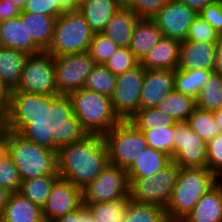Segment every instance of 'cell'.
<instances>
[{"instance_id":"obj_1","label":"cell","mask_w":222,"mask_h":222,"mask_svg":"<svg viewBox=\"0 0 222 222\" xmlns=\"http://www.w3.org/2000/svg\"><path fill=\"white\" fill-rule=\"evenodd\" d=\"M7 153L22 181L59 175L56 123L52 118L25 117L11 132Z\"/></svg>"},{"instance_id":"obj_2","label":"cell","mask_w":222,"mask_h":222,"mask_svg":"<svg viewBox=\"0 0 222 222\" xmlns=\"http://www.w3.org/2000/svg\"><path fill=\"white\" fill-rule=\"evenodd\" d=\"M58 174L82 190L108 165L107 148L102 135L76 134L56 125Z\"/></svg>"},{"instance_id":"obj_3","label":"cell","mask_w":222,"mask_h":222,"mask_svg":"<svg viewBox=\"0 0 222 222\" xmlns=\"http://www.w3.org/2000/svg\"><path fill=\"white\" fill-rule=\"evenodd\" d=\"M13 102L24 117L52 118L58 111L54 56L46 51L28 55Z\"/></svg>"},{"instance_id":"obj_4","label":"cell","mask_w":222,"mask_h":222,"mask_svg":"<svg viewBox=\"0 0 222 222\" xmlns=\"http://www.w3.org/2000/svg\"><path fill=\"white\" fill-rule=\"evenodd\" d=\"M52 119L66 131L102 136L121 121L110 97L84 88L65 98Z\"/></svg>"},{"instance_id":"obj_5","label":"cell","mask_w":222,"mask_h":222,"mask_svg":"<svg viewBox=\"0 0 222 222\" xmlns=\"http://www.w3.org/2000/svg\"><path fill=\"white\" fill-rule=\"evenodd\" d=\"M217 183V176L207 167H180L173 194L165 208L168 221L180 222Z\"/></svg>"},{"instance_id":"obj_6","label":"cell","mask_w":222,"mask_h":222,"mask_svg":"<svg viewBox=\"0 0 222 222\" xmlns=\"http://www.w3.org/2000/svg\"><path fill=\"white\" fill-rule=\"evenodd\" d=\"M93 35L78 10L62 13L56 18L52 41L46 52L57 57L89 51Z\"/></svg>"},{"instance_id":"obj_7","label":"cell","mask_w":222,"mask_h":222,"mask_svg":"<svg viewBox=\"0 0 222 222\" xmlns=\"http://www.w3.org/2000/svg\"><path fill=\"white\" fill-rule=\"evenodd\" d=\"M110 164L127 170L148 146L143 133L129 120L120 121L103 135Z\"/></svg>"},{"instance_id":"obj_8","label":"cell","mask_w":222,"mask_h":222,"mask_svg":"<svg viewBox=\"0 0 222 222\" xmlns=\"http://www.w3.org/2000/svg\"><path fill=\"white\" fill-rule=\"evenodd\" d=\"M180 167L173 161L154 176L129 179V199L140 204L166 208L173 194Z\"/></svg>"},{"instance_id":"obj_9","label":"cell","mask_w":222,"mask_h":222,"mask_svg":"<svg viewBox=\"0 0 222 222\" xmlns=\"http://www.w3.org/2000/svg\"><path fill=\"white\" fill-rule=\"evenodd\" d=\"M54 65L59 110L65 98L84 87L95 63L86 51L54 57Z\"/></svg>"},{"instance_id":"obj_10","label":"cell","mask_w":222,"mask_h":222,"mask_svg":"<svg viewBox=\"0 0 222 222\" xmlns=\"http://www.w3.org/2000/svg\"><path fill=\"white\" fill-rule=\"evenodd\" d=\"M144 76L145 69L141 64L117 76L111 102L121 121H129L139 111Z\"/></svg>"},{"instance_id":"obj_11","label":"cell","mask_w":222,"mask_h":222,"mask_svg":"<svg viewBox=\"0 0 222 222\" xmlns=\"http://www.w3.org/2000/svg\"><path fill=\"white\" fill-rule=\"evenodd\" d=\"M129 185L126 170L108 163L102 173L83 189V203L127 199Z\"/></svg>"},{"instance_id":"obj_12","label":"cell","mask_w":222,"mask_h":222,"mask_svg":"<svg viewBox=\"0 0 222 222\" xmlns=\"http://www.w3.org/2000/svg\"><path fill=\"white\" fill-rule=\"evenodd\" d=\"M207 141L194 132L187 121L177 122L174 133L172 161L179 167H207Z\"/></svg>"},{"instance_id":"obj_13","label":"cell","mask_w":222,"mask_h":222,"mask_svg":"<svg viewBox=\"0 0 222 222\" xmlns=\"http://www.w3.org/2000/svg\"><path fill=\"white\" fill-rule=\"evenodd\" d=\"M198 13L179 0H168L152 18L164 37L180 42L187 38L188 30Z\"/></svg>"},{"instance_id":"obj_14","label":"cell","mask_w":222,"mask_h":222,"mask_svg":"<svg viewBox=\"0 0 222 222\" xmlns=\"http://www.w3.org/2000/svg\"><path fill=\"white\" fill-rule=\"evenodd\" d=\"M82 205L83 190L74 183L59 178L42 209L44 221L53 222Z\"/></svg>"},{"instance_id":"obj_15","label":"cell","mask_w":222,"mask_h":222,"mask_svg":"<svg viewBox=\"0 0 222 222\" xmlns=\"http://www.w3.org/2000/svg\"><path fill=\"white\" fill-rule=\"evenodd\" d=\"M174 89V70H145L140 96V109L155 108Z\"/></svg>"},{"instance_id":"obj_16","label":"cell","mask_w":222,"mask_h":222,"mask_svg":"<svg viewBox=\"0 0 222 222\" xmlns=\"http://www.w3.org/2000/svg\"><path fill=\"white\" fill-rule=\"evenodd\" d=\"M0 46L20 50L27 55L41 53L26 29V20L19 16L0 21Z\"/></svg>"},{"instance_id":"obj_17","label":"cell","mask_w":222,"mask_h":222,"mask_svg":"<svg viewBox=\"0 0 222 222\" xmlns=\"http://www.w3.org/2000/svg\"><path fill=\"white\" fill-rule=\"evenodd\" d=\"M216 43L199 41H182L178 69L212 70L215 59Z\"/></svg>"},{"instance_id":"obj_18","label":"cell","mask_w":222,"mask_h":222,"mask_svg":"<svg viewBox=\"0 0 222 222\" xmlns=\"http://www.w3.org/2000/svg\"><path fill=\"white\" fill-rule=\"evenodd\" d=\"M180 47V41L169 37H162L140 64L145 70H176L180 60Z\"/></svg>"},{"instance_id":"obj_19","label":"cell","mask_w":222,"mask_h":222,"mask_svg":"<svg viewBox=\"0 0 222 222\" xmlns=\"http://www.w3.org/2000/svg\"><path fill=\"white\" fill-rule=\"evenodd\" d=\"M122 6V0H85L79 4L78 11L93 33H101Z\"/></svg>"},{"instance_id":"obj_20","label":"cell","mask_w":222,"mask_h":222,"mask_svg":"<svg viewBox=\"0 0 222 222\" xmlns=\"http://www.w3.org/2000/svg\"><path fill=\"white\" fill-rule=\"evenodd\" d=\"M180 222H222V186L212 187Z\"/></svg>"},{"instance_id":"obj_21","label":"cell","mask_w":222,"mask_h":222,"mask_svg":"<svg viewBox=\"0 0 222 222\" xmlns=\"http://www.w3.org/2000/svg\"><path fill=\"white\" fill-rule=\"evenodd\" d=\"M138 20L139 17L123 5L112 16L101 33L111 38L119 48H129Z\"/></svg>"},{"instance_id":"obj_22","label":"cell","mask_w":222,"mask_h":222,"mask_svg":"<svg viewBox=\"0 0 222 222\" xmlns=\"http://www.w3.org/2000/svg\"><path fill=\"white\" fill-rule=\"evenodd\" d=\"M162 37H164L163 33L153 19L139 18L129 49L141 62Z\"/></svg>"},{"instance_id":"obj_23","label":"cell","mask_w":222,"mask_h":222,"mask_svg":"<svg viewBox=\"0 0 222 222\" xmlns=\"http://www.w3.org/2000/svg\"><path fill=\"white\" fill-rule=\"evenodd\" d=\"M172 162V158L152 147L147 146L126 170L129 179H143L154 176Z\"/></svg>"},{"instance_id":"obj_24","label":"cell","mask_w":222,"mask_h":222,"mask_svg":"<svg viewBox=\"0 0 222 222\" xmlns=\"http://www.w3.org/2000/svg\"><path fill=\"white\" fill-rule=\"evenodd\" d=\"M0 222H45L42 208L20 192L11 193L9 201L0 216Z\"/></svg>"},{"instance_id":"obj_25","label":"cell","mask_w":222,"mask_h":222,"mask_svg":"<svg viewBox=\"0 0 222 222\" xmlns=\"http://www.w3.org/2000/svg\"><path fill=\"white\" fill-rule=\"evenodd\" d=\"M27 56L20 50L0 46V81L12 94L18 88Z\"/></svg>"},{"instance_id":"obj_26","label":"cell","mask_w":222,"mask_h":222,"mask_svg":"<svg viewBox=\"0 0 222 222\" xmlns=\"http://www.w3.org/2000/svg\"><path fill=\"white\" fill-rule=\"evenodd\" d=\"M21 20H26L28 35L42 50L46 51L52 41L56 18L43 14H32L21 11Z\"/></svg>"},{"instance_id":"obj_27","label":"cell","mask_w":222,"mask_h":222,"mask_svg":"<svg viewBox=\"0 0 222 222\" xmlns=\"http://www.w3.org/2000/svg\"><path fill=\"white\" fill-rule=\"evenodd\" d=\"M156 108L169 114L177 122L187 121L196 108V100L174 89L157 104Z\"/></svg>"},{"instance_id":"obj_28","label":"cell","mask_w":222,"mask_h":222,"mask_svg":"<svg viewBox=\"0 0 222 222\" xmlns=\"http://www.w3.org/2000/svg\"><path fill=\"white\" fill-rule=\"evenodd\" d=\"M212 70L195 69V70H174V87L178 92L197 98L199 91L207 82Z\"/></svg>"},{"instance_id":"obj_29","label":"cell","mask_w":222,"mask_h":222,"mask_svg":"<svg viewBox=\"0 0 222 222\" xmlns=\"http://www.w3.org/2000/svg\"><path fill=\"white\" fill-rule=\"evenodd\" d=\"M59 175L39 176L21 182L19 192L43 209Z\"/></svg>"},{"instance_id":"obj_30","label":"cell","mask_w":222,"mask_h":222,"mask_svg":"<svg viewBox=\"0 0 222 222\" xmlns=\"http://www.w3.org/2000/svg\"><path fill=\"white\" fill-rule=\"evenodd\" d=\"M130 199L83 203L91 212L94 222H122Z\"/></svg>"},{"instance_id":"obj_31","label":"cell","mask_w":222,"mask_h":222,"mask_svg":"<svg viewBox=\"0 0 222 222\" xmlns=\"http://www.w3.org/2000/svg\"><path fill=\"white\" fill-rule=\"evenodd\" d=\"M195 100L196 107L202 110L222 108V75L212 73Z\"/></svg>"},{"instance_id":"obj_32","label":"cell","mask_w":222,"mask_h":222,"mask_svg":"<svg viewBox=\"0 0 222 222\" xmlns=\"http://www.w3.org/2000/svg\"><path fill=\"white\" fill-rule=\"evenodd\" d=\"M117 76L102 64H95L87 76L84 89L106 95L111 98Z\"/></svg>"},{"instance_id":"obj_33","label":"cell","mask_w":222,"mask_h":222,"mask_svg":"<svg viewBox=\"0 0 222 222\" xmlns=\"http://www.w3.org/2000/svg\"><path fill=\"white\" fill-rule=\"evenodd\" d=\"M122 222H169L164 208L128 201Z\"/></svg>"},{"instance_id":"obj_34","label":"cell","mask_w":222,"mask_h":222,"mask_svg":"<svg viewBox=\"0 0 222 222\" xmlns=\"http://www.w3.org/2000/svg\"><path fill=\"white\" fill-rule=\"evenodd\" d=\"M130 121L142 132L154 127H169L175 126L177 120L163 111L155 108H144L130 119Z\"/></svg>"},{"instance_id":"obj_35","label":"cell","mask_w":222,"mask_h":222,"mask_svg":"<svg viewBox=\"0 0 222 222\" xmlns=\"http://www.w3.org/2000/svg\"><path fill=\"white\" fill-rule=\"evenodd\" d=\"M189 127L202 139L209 141L222 132L215 124L212 111L195 108L187 120Z\"/></svg>"},{"instance_id":"obj_36","label":"cell","mask_w":222,"mask_h":222,"mask_svg":"<svg viewBox=\"0 0 222 222\" xmlns=\"http://www.w3.org/2000/svg\"><path fill=\"white\" fill-rule=\"evenodd\" d=\"M147 145L157 149L171 158L174 154V133L175 126L152 128L142 131Z\"/></svg>"},{"instance_id":"obj_37","label":"cell","mask_w":222,"mask_h":222,"mask_svg":"<svg viewBox=\"0 0 222 222\" xmlns=\"http://www.w3.org/2000/svg\"><path fill=\"white\" fill-rule=\"evenodd\" d=\"M119 49L116 43L103 33H94L89 53L95 64L104 65Z\"/></svg>"},{"instance_id":"obj_38","label":"cell","mask_w":222,"mask_h":222,"mask_svg":"<svg viewBox=\"0 0 222 222\" xmlns=\"http://www.w3.org/2000/svg\"><path fill=\"white\" fill-rule=\"evenodd\" d=\"M19 171L12 158L7 153L0 158V186L11 193L19 192L21 187Z\"/></svg>"},{"instance_id":"obj_39","label":"cell","mask_w":222,"mask_h":222,"mask_svg":"<svg viewBox=\"0 0 222 222\" xmlns=\"http://www.w3.org/2000/svg\"><path fill=\"white\" fill-rule=\"evenodd\" d=\"M140 62L135 58L129 48H119L115 54L108 59L104 66L114 75L118 76L138 66Z\"/></svg>"},{"instance_id":"obj_40","label":"cell","mask_w":222,"mask_h":222,"mask_svg":"<svg viewBox=\"0 0 222 222\" xmlns=\"http://www.w3.org/2000/svg\"><path fill=\"white\" fill-rule=\"evenodd\" d=\"M219 34L199 15L192 22L185 41H199L215 43Z\"/></svg>"},{"instance_id":"obj_41","label":"cell","mask_w":222,"mask_h":222,"mask_svg":"<svg viewBox=\"0 0 222 222\" xmlns=\"http://www.w3.org/2000/svg\"><path fill=\"white\" fill-rule=\"evenodd\" d=\"M168 0H123V5L139 18L152 19Z\"/></svg>"},{"instance_id":"obj_42","label":"cell","mask_w":222,"mask_h":222,"mask_svg":"<svg viewBox=\"0 0 222 222\" xmlns=\"http://www.w3.org/2000/svg\"><path fill=\"white\" fill-rule=\"evenodd\" d=\"M207 168L216 176L222 172V133L207 142Z\"/></svg>"},{"instance_id":"obj_43","label":"cell","mask_w":222,"mask_h":222,"mask_svg":"<svg viewBox=\"0 0 222 222\" xmlns=\"http://www.w3.org/2000/svg\"><path fill=\"white\" fill-rule=\"evenodd\" d=\"M22 11L48 15L54 18H58L63 13L55 4V0H29Z\"/></svg>"},{"instance_id":"obj_44","label":"cell","mask_w":222,"mask_h":222,"mask_svg":"<svg viewBox=\"0 0 222 222\" xmlns=\"http://www.w3.org/2000/svg\"><path fill=\"white\" fill-rule=\"evenodd\" d=\"M218 34H222V0H214L199 14Z\"/></svg>"},{"instance_id":"obj_45","label":"cell","mask_w":222,"mask_h":222,"mask_svg":"<svg viewBox=\"0 0 222 222\" xmlns=\"http://www.w3.org/2000/svg\"><path fill=\"white\" fill-rule=\"evenodd\" d=\"M24 118L20 112H0V142H8L11 132Z\"/></svg>"},{"instance_id":"obj_46","label":"cell","mask_w":222,"mask_h":222,"mask_svg":"<svg viewBox=\"0 0 222 222\" xmlns=\"http://www.w3.org/2000/svg\"><path fill=\"white\" fill-rule=\"evenodd\" d=\"M53 222H94L91 212L83 204L76 210L65 214Z\"/></svg>"},{"instance_id":"obj_47","label":"cell","mask_w":222,"mask_h":222,"mask_svg":"<svg viewBox=\"0 0 222 222\" xmlns=\"http://www.w3.org/2000/svg\"><path fill=\"white\" fill-rule=\"evenodd\" d=\"M0 112H19L16 108L12 93L0 81Z\"/></svg>"},{"instance_id":"obj_48","label":"cell","mask_w":222,"mask_h":222,"mask_svg":"<svg viewBox=\"0 0 222 222\" xmlns=\"http://www.w3.org/2000/svg\"><path fill=\"white\" fill-rule=\"evenodd\" d=\"M21 8L10 0H0V21L8 20L20 16Z\"/></svg>"},{"instance_id":"obj_49","label":"cell","mask_w":222,"mask_h":222,"mask_svg":"<svg viewBox=\"0 0 222 222\" xmlns=\"http://www.w3.org/2000/svg\"><path fill=\"white\" fill-rule=\"evenodd\" d=\"M215 43L216 51L212 71L214 74L222 75V34H219Z\"/></svg>"},{"instance_id":"obj_50","label":"cell","mask_w":222,"mask_h":222,"mask_svg":"<svg viewBox=\"0 0 222 222\" xmlns=\"http://www.w3.org/2000/svg\"><path fill=\"white\" fill-rule=\"evenodd\" d=\"M55 4L63 12H74L79 9L77 0H55Z\"/></svg>"},{"instance_id":"obj_51","label":"cell","mask_w":222,"mask_h":222,"mask_svg":"<svg viewBox=\"0 0 222 222\" xmlns=\"http://www.w3.org/2000/svg\"><path fill=\"white\" fill-rule=\"evenodd\" d=\"M186 4L191 9L195 10L198 14L211 4L214 0H179Z\"/></svg>"},{"instance_id":"obj_52","label":"cell","mask_w":222,"mask_h":222,"mask_svg":"<svg viewBox=\"0 0 222 222\" xmlns=\"http://www.w3.org/2000/svg\"><path fill=\"white\" fill-rule=\"evenodd\" d=\"M10 195V191L0 186V216L2 215L3 210L5 209L9 201Z\"/></svg>"},{"instance_id":"obj_53","label":"cell","mask_w":222,"mask_h":222,"mask_svg":"<svg viewBox=\"0 0 222 222\" xmlns=\"http://www.w3.org/2000/svg\"><path fill=\"white\" fill-rule=\"evenodd\" d=\"M216 126L222 132V108L213 111Z\"/></svg>"},{"instance_id":"obj_54","label":"cell","mask_w":222,"mask_h":222,"mask_svg":"<svg viewBox=\"0 0 222 222\" xmlns=\"http://www.w3.org/2000/svg\"><path fill=\"white\" fill-rule=\"evenodd\" d=\"M8 152V142H0V158Z\"/></svg>"},{"instance_id":"obj_55","label":"cell","mask_w":222,"mask_h":222,"mask_svg":"<svg viewBox=\"0 0 222 222\" xmlns=\"http://www.w3.org/2000/svg\"><path fill=\"white\" fill-rule=\"evenodd\" d=\"M10 1L14 3L16 6H18L19 8H21V10H23L29 0H10Z\"/></svg>"},{"instance_id":"obj_56","label":"cell","mask_w":222,"mask_h":222,"mask_svg":"<svg viewBox=\"0 0 222 222\" xmlns=\"http://www.w3.org/2000/svg\"><path fill=\"white\" fill-rule=\"evenodd\" d=\"M218 183L222 186V172L217 176Z\"/></svg>"},{"instance_id":"obj_57","label":"cell","mask_w":222,"mask_h":222,"mask_svg":"<svg viewBox=\"0 0 222 222\" xmlns=\"http://www.w3.org/2000/svg\"><path fill=\"white\" fill-rule=\"evenodd\" d=\"M83 1H85V0H77V2L80 4L81 2H83Z\"/></svg>"}]
</instances>
